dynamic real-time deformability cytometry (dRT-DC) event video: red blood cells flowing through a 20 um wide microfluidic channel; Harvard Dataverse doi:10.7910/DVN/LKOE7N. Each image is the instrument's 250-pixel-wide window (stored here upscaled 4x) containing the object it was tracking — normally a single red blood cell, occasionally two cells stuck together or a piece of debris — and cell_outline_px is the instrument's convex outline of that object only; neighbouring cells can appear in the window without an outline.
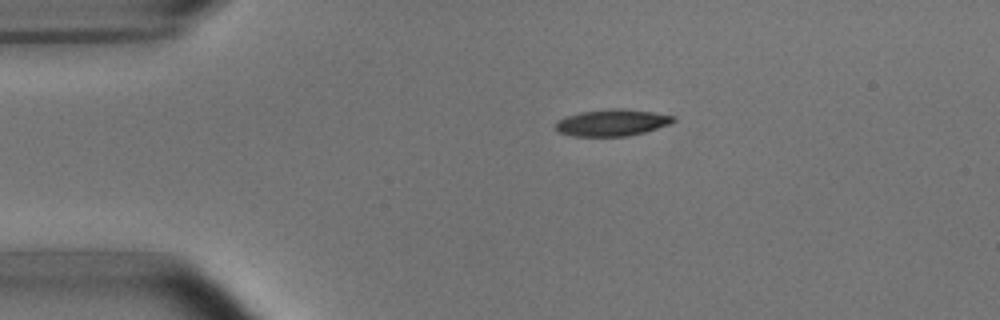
{"species": "common noctule bat (a hibernating species)", "species_latin": "Nyctalus noctula", "temperature_condition": "room temperature", "stored_images_in_passage": 2, "camera_frame_rate_fps": 3000, "um_per_image_px": 0.085, "animal": {"sex": "male", "body_mass_g": 15.6}, "frame": {"image": 1, "passage_image": 1, "time_ms": 0.0, "image_size_px": [1000, 320], "cell_outline_px": [[676, 120], [668, 124], [644, 132], [628, 136], [572, 136], [560, 132], [556, 128], [556, 120], [580, 112], [612, 108], [624, 108], [652, 112], [676, 116]], "centroid_in_image_um": [52.03, 10.42], "position_along_channel_um": 33.0, "area_um2": 18.21}}